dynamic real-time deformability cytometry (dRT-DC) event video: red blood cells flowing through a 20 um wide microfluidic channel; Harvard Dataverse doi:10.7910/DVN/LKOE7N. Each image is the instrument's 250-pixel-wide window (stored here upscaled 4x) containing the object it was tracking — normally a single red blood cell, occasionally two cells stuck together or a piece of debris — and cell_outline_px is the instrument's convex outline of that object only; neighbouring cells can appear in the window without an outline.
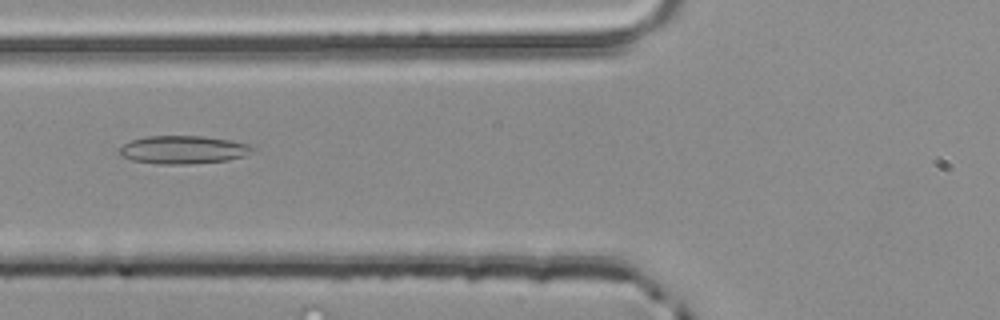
{"species": "common noctule bat (a hibernating species)", "species_latin": "Nyctalus noctula", "temperature_condition": "room temperature", "stored_images_in_passage": 4, "camera_frame_rate_fps": 3000, "um_per_image_px": 0.085, "animal": {"sex": "male", "body_mass_g": 20.4}, "frame": {"image": 1, "passage_image": 4, "time_ms": 1.0, "image_size_px": [1000, 320], "cell_outline_px": [[256, 148], [244, 156], [228, 160], [188, 164], [160, 164], [132, 160], [120, 156], [120, 148], [124, 144], [132, 140], [144, 136], [204, 136], [232, 140], [248, 144]], "centroid_in_image_um": [15.58, 12.72], "position_along_channel_um": 110.2, "area_um2": 21.79}}